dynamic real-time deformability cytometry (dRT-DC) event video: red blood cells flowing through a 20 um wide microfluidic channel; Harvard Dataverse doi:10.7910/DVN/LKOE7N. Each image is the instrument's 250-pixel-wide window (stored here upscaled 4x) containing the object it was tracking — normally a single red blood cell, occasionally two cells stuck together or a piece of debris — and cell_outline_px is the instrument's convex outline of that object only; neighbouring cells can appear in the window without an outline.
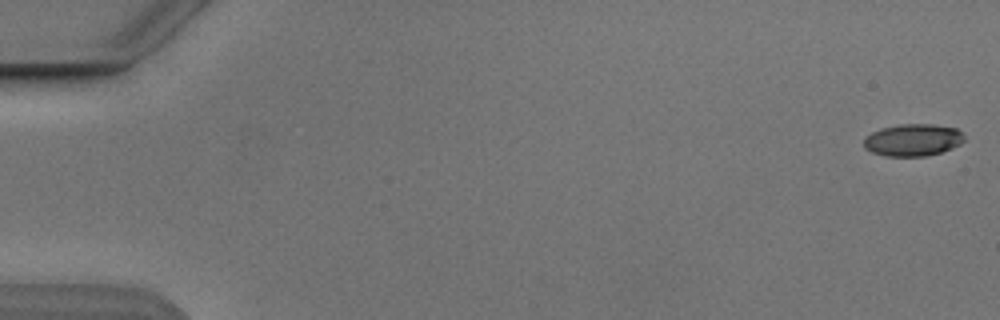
{"species": "Egyptian fruit bat (a non-hibernating species)", "species_latin": "Rousettus aegyptiacus", "temperature_condition": "cold", "stored_images_in_passage": 8, "camera_frame_rate_fps": 3000, "um_per_image_px": 0.085, "animal": {"sex": "male"}, "frame": {"image": 1, "passage_image": 1, "time_ms": 0.0, "image_size_px": [1000, 320], "cell_outline_px": [[964, 140], [960, 144], [952, 148], [928, 156], [884, 156], [872, 152], [864, 148], [864, 136], [880, 128], [900, 124], [932, 124], [956, 128], [964, 136]], "centroid_in_image_um": [77.57, 11.9], "position_along_channel_um": 7.4, "area_um2": 18.9}}
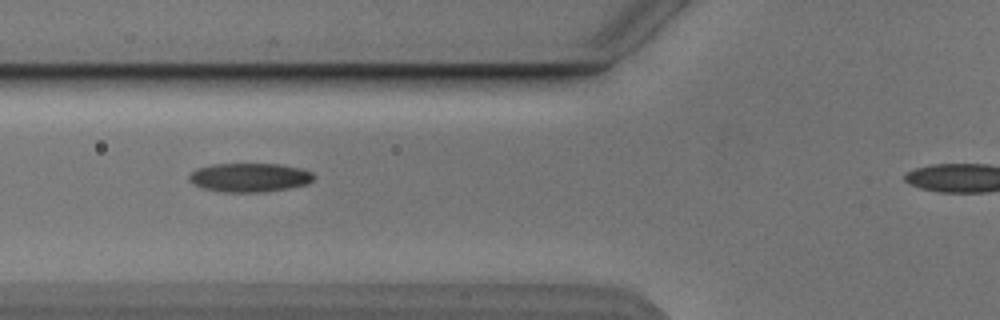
{"frame": {"image": 2, "passage_image": 6, "time_ms": 6.667, "image_size_px": [1000, 320], "cell_outline_px": [[316, 176], [308, 184], [288, 188], [260, 192], [220, 192], [200, 188], [192, 184], [188, 180], [188, 176], [196, 168], [212, 164], [280, 164], [300, 168], [312, 172]], "centroid_in_image_um": [21.17, 15.09], "position_along_channel_um": 104.6, "area_um2": 21.21}}
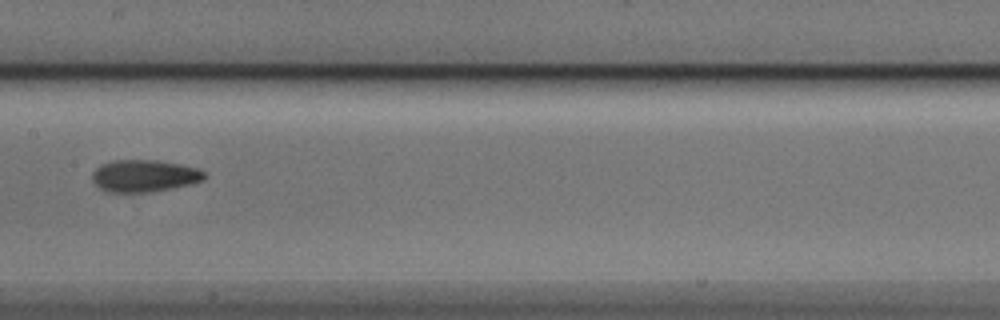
{"frame": {"image": 3, "passage_image": 8, "time_ms": 9.0, "image_size_px": [1000, 320], "cell_outline_px": [[204, 180], [188, 184], [152, 192], [108, 192], [100, 188], [92, 180], [92, 172], [100, 164], [112, 160], [156, 160], [180, 164], [196, 168], [204, 172]], "centroid_in_image_um": [12.21, 14.94], "position_along_channel_um": 195.2, "area_um2": 20.87}}